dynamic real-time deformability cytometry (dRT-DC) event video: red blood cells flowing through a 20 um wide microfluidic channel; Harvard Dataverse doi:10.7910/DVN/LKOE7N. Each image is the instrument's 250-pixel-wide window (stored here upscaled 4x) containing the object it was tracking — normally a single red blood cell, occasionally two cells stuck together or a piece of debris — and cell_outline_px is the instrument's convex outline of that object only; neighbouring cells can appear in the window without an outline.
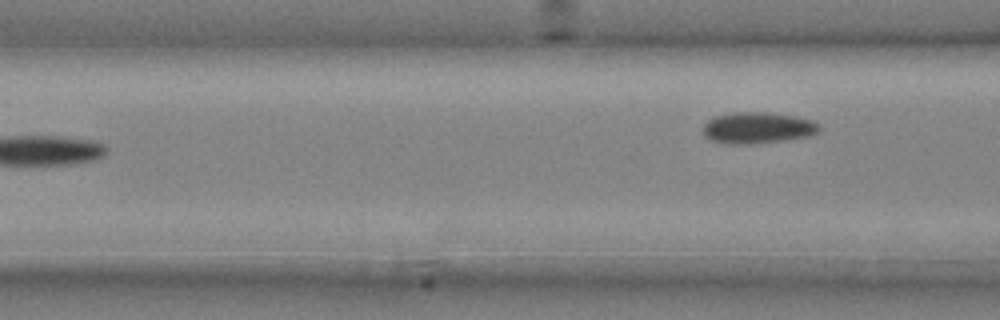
{"species": "common noctule bat (a hibernating species)", "species_latin": "Nyctalus noctula", "temperature_condition": "cold", "stored_images_in_passage": 5, "camera_frame_rate_fps": 3000, "um_per_image_px": 0.085, "animal": {"sex": "male", "body_mass_g": 20.4}, "frame": {"image": 1, "passage_image": 5, "time_ms": 1.333, "image_size_px": [1000, 320], "cell_outline_px": [[820, 128], [816, 132], [808, 136], [784, 140], [752, 144], [724, 144], [708, 140], [704, 136], [704, 124], [708, 120], [716, 116], [732, 112], [764, 112], [796, 116], [812, 120], [820, 124]], "centroid_in_image_um": [64.37, 10.87], "position_along_channel_um": 102.2, "area_um2": 21.33}}